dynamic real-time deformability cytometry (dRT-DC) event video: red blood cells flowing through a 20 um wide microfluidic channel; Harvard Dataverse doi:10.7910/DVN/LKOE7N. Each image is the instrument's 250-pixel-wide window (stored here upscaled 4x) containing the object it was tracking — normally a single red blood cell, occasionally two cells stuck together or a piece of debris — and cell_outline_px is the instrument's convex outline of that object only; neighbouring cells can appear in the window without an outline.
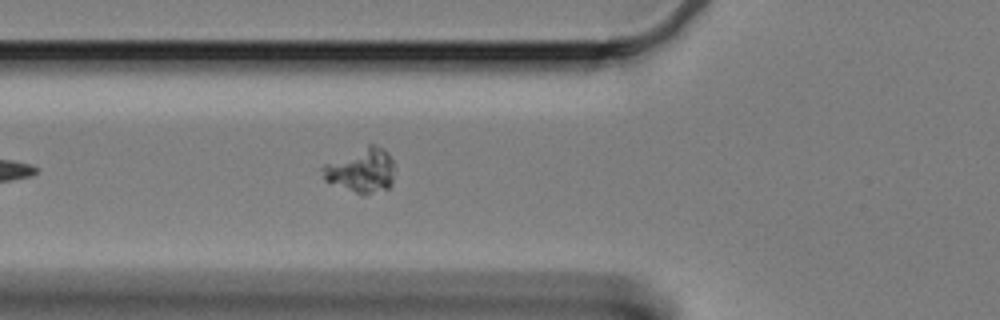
{"species": "Egyptian fruit bat (a non-hibernating species)", "species_latin": "Rousettus aegyptiacus", "temperature_condition": "cold", "stored_images_in_passage": 45, "camera_frame_rate_fps": 3000, "um_per_image_px": 0.085, "animal": {"sex": "female"}, "frame": {"image": 1, "passage_image": 5, "time_ms": 1.333, "image_size_px": [1000, 320], "cell_outline_px": [[392, 184], [388, 188], [364, 196], [360, 196], [324, 180], [320, 168], [324, 164], [368, 144], [376, 144], [384, 148], [388, 152], [392, 160]], "centroid_in_image_um": [30.68, 14.5], "position_along_channel_um": 95.1, "area_um2": 18.9}}
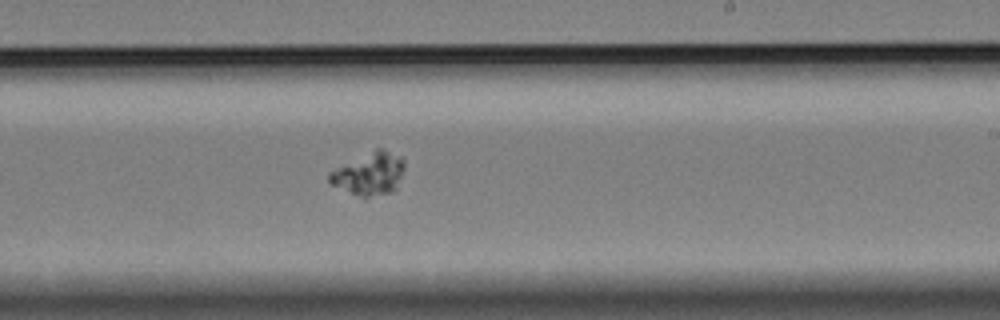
{"frame": {"image": 2, "passage_image": 20, "time_ms": 6.333, "image_size_px": [1000, 320], "cell_outline_px": [[404, 168], [396, 192], [368, 196], [360, 196], [332, 184], [328, 180], [328, 172], [376, 148], [384, 148], [400, 156], [404, 160]], "centroid_in_image_um": [31.44, 14.75], "position_along_channel_um": 257.6, "area_um2": 18.5}}
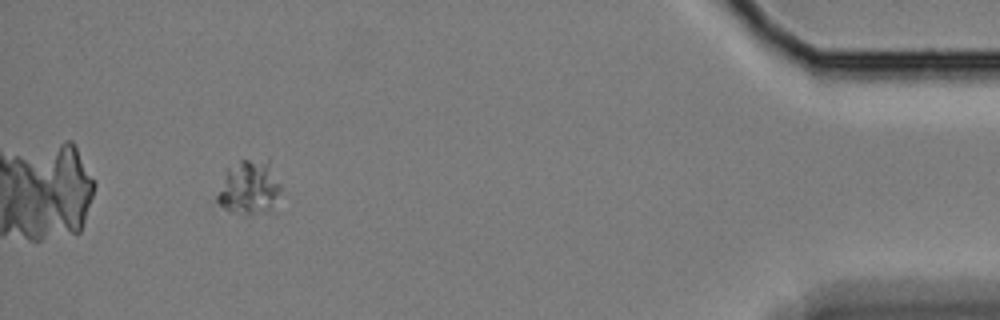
{"frame": {"image": 3, "passage_image": 40, "time_ms": 13.0, "image_size_px": [1000, 320], "cell_outline_px": [[280, 188], [268, 212], [248, 216], [240, 216], [228, 212], [216, 200], [216, 196], [228, 168], [240, 160], [268, 160], [280, 184]], "centroid_in_image_um": [21.13, 15.99], "position_along_channel_um": 414.1, "area_um2": 19.88}}